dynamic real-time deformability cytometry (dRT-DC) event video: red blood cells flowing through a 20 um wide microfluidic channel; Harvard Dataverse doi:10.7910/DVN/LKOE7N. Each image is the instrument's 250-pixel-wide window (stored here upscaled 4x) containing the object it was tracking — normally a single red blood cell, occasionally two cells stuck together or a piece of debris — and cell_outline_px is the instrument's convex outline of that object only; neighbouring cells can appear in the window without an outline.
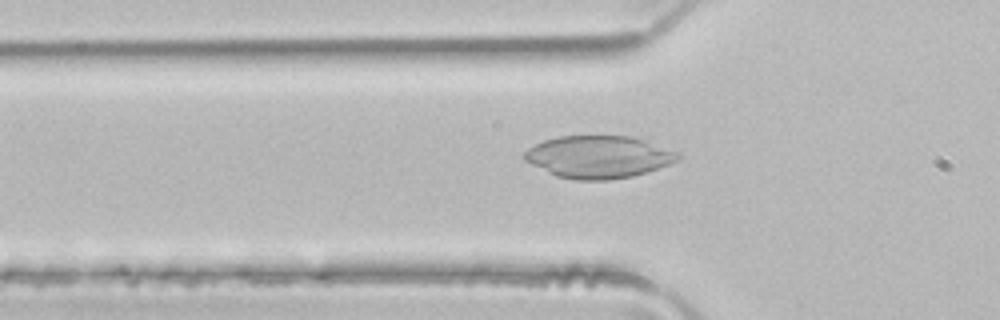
{"species": "common noctule bat (a hibernating species)", "species_latin": "Nyctalus noctula", "temperature_condition": "room temperature", "stored_images_in_passage": 4, "segment_of_instrument_passage": [2, 2], "camera_frame_rate_fps": 3000, "um_per_image_px": 0.085, "animal": {"sex": "male", "body_mass_g": 21.5, "forearm_length_mm": 52.0}, "frame": {"image": 1, "passage_image": 4, "time_ms": 1.0, "image_size_px": [1000, 320], "cell_outline_px": [[680, 156], [676, 160], [668, 164], [632, 176], [608, 180], [576, 180], [556, 176], [524, 160], [524, 152], [528, 148], [544, 140], [560, 136], [632, 136], [644, 140], [676, 152]], "centroid_in_image_um": [50.82, 13.33], "position_along_channel_um": 75.0, "area_um2": 37.34}}